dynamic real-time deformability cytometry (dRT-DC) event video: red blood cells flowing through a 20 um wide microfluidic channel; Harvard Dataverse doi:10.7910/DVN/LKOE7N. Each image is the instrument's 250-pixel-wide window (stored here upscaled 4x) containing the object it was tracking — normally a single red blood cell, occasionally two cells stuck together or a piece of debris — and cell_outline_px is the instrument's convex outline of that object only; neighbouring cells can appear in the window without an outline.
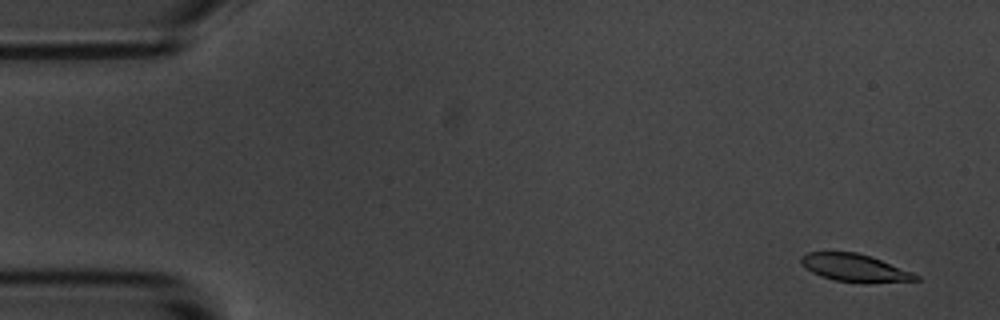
{"species": "common noctule bat (a hibernating species)", "species_latin": "Nyctalus noctula", "temperature_condition": "room temperature", "stored_images_in_passage": 57, "camera_frame_rate_fps": 3000, "um_per_image_px": 0.085, "animal": {"sex": "male", "body_mass_g": 20.1, "forearm_length_mm": 53.5}, "frame": {"image": 1, "passage_image": 3, "time_ms": 0.667, "image_size_px": [1000, 320], "cell_outline_px": [[920, 280], [864, 284], [836, 280], [820, 276], [812, 272], [800, 260], [800, 256], [808, 252], [856, 252], [880, 260], [912, 272], [920, 276]], "centroid_in_image_um": [72.68, 22.79], "position_along_channel_um": 12.3, "area_um2": 18.38}}
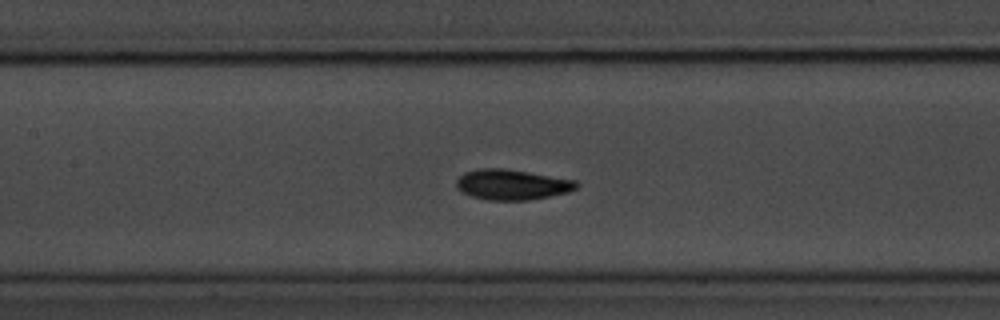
{"frame": {"image": 2, "passage_image": 26, "time_ms": 8.333, "image_size_px": [1000, 320], "cell_outline_px": [[580, 184], [576, 188], [568, 192], [532, 200], [488, 200], [472, 196], [460, 192], [456, 188], [456, 180], [464, 172], [476, 168], [504, 168], [576, 180]], "centroid_in_image_um": [43.49, 15.69], "position_along_channel_um": 163.9, "area_um2": 21.44}}
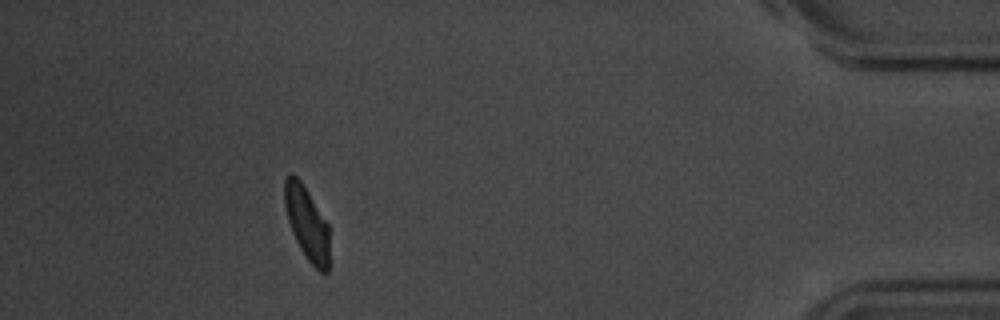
{"frame": {"image": 3, "passage_image": 52, "time_ms": 17.0, "image_size_px": [1000, 320], "cell_outline_px": [[328, 272], [320, 272], [308, 260], [300, 248], [292, 232], [288, 220], [284, 204], [284, 180], [292, 172], [300, 180], [328, 224]], "centroid_in_image_um": [26.06, 18.96], "position_along_channel_um": 409.1, "area_um2": 18.79}, "authors_computed_cell_mechanics": {"area_um2": 20.1722, "velocity_mm_per_s": 3.4724, "shape_relaxation_time_tau1_ms": 2.1766, "shape_relaxation_time_tau2_ms": 1.5456, "deformation_change_tau1": 0.1077, "deformation_change_tau2": 0.0572}}